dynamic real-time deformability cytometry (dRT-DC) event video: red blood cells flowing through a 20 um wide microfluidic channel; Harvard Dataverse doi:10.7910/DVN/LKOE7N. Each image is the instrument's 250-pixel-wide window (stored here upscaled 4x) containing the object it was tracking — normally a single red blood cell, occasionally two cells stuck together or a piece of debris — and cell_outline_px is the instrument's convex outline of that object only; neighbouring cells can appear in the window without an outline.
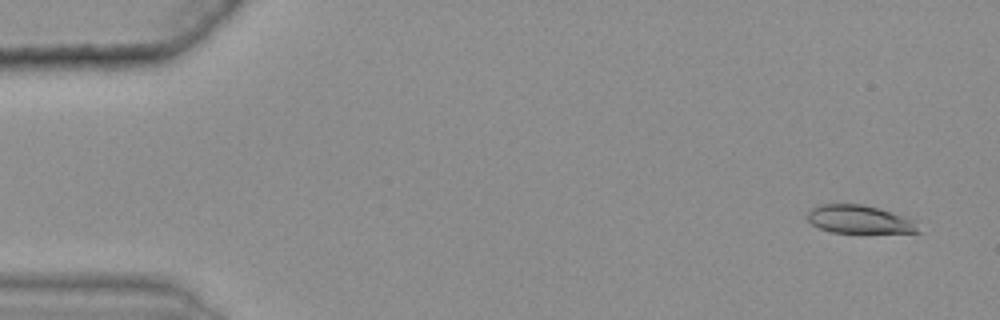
{"species": "common noctule bat (a hibernating species)", "species_latin": "Nyctalus noctula", "temperature_condition": "warm", "stored_images_in_passage": 47, "camera_frame_rate_fps": 3000, "um_per_image_px": 0.085, "animal": {"sex": "female", "body_mass_g": 25.1}, "frame": {"image": 1, "passage_image": 3, "time_ms": 0.667, "image_size_px": [1000, 320], "cell_outline_px": [[920, 232], [832, 232], [820, 228], [812, 224], [808, 220], [808, 212], [812, 208], [820, 204], [860, 204], [876, 208], [900, 216], [908, 220]], "centroid_in_image_um": [72.89, 18.64], "position_along_channel_um": 12.1, "area_um2": 17.22}}
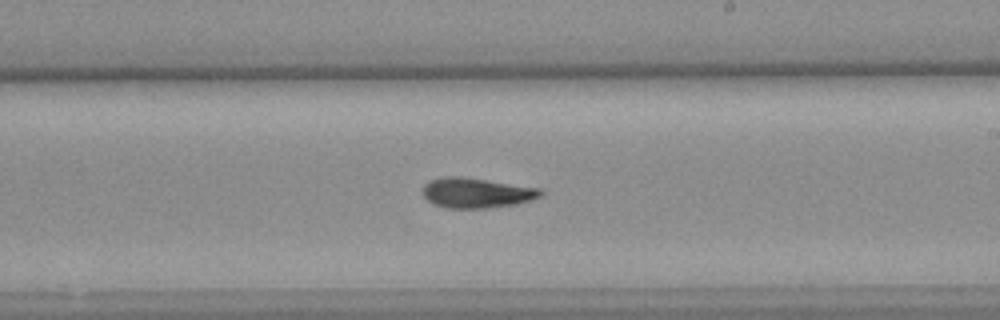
{"frame": {"image": 2, "passage_image": 33, "time_ms": 10.667, "image_size_px": [1000, 320], "cell_outline_px": [[544, 192], [540, 196], [532, 200], [516, 204], [484, 208], [448, 208], [432, 204], [420, 192], [420, 188], [428, 180], [444, 176], [460, 176], [540, 188]], "centroid_in_image_um": [40.44, 16.38], "position_along_channel_um": 248.6, "area_um2": 20.87}}
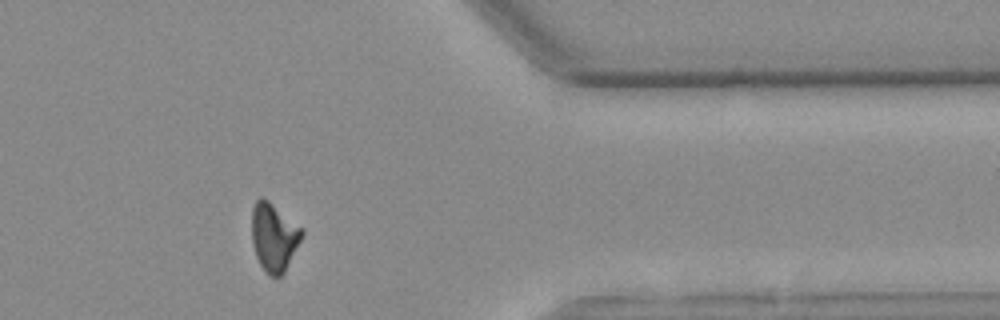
{"frame": {"image": 3, "passage_image": 46, "time_ms": 15.0, "image_size_px": [1000, 320], "cell_outline_px": [[304, 232], [284, 272], [280, 276], [268, 276], [264, 272], [256, 256], [252, 244], [252, 208], [256, 200], [260, 196], [268, 200], [304, 228]], "centroid_in_image_um": [23.27, 20.13], "position_along_channel_um": 388.1, "area_um2": 19.94}, "authors_computed_cell_mechanics": {"area_um2": 20.0566, "velocity_mm_per_s": 3.6282, "shape_relaxation_time_tau1_ms": 8.1669, "shape_relaxation_time_tau2_ms": 6.4926, "deformation_change_tau1": 0.2151, "deformation_change_tau2": 0.1379}}